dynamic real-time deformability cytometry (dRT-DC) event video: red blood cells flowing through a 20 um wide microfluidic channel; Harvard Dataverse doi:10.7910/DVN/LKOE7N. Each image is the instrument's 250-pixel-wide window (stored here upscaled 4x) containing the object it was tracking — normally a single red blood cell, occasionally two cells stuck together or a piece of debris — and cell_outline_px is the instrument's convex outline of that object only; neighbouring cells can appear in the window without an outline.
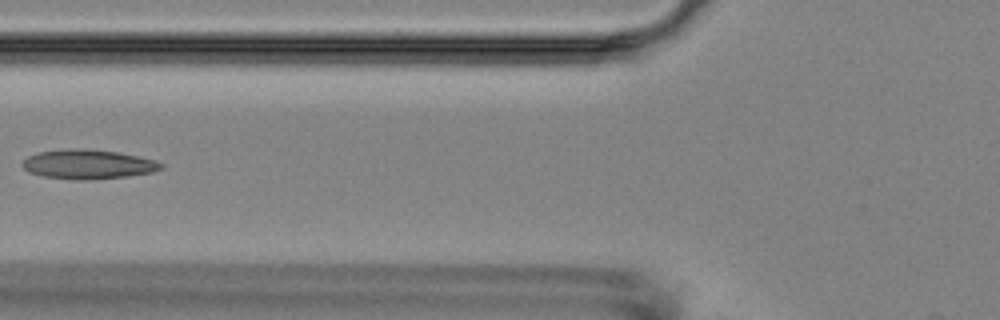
{"species": "Egyptian fruit bat (a non-hibernating species)", "species_latin": "Rousettus aegyptiacus", "temperature_condition": "room temperature", "stored_images_in_passage": 10, "camera_frame_rate_fps": 3000, "um_per_image_px": 0.085, "animal": {"sex": "female"}, "frame": {"image": 1, "passage_image": 5, "time_ms": 4.667, "image_size_px": [1000, 320], "cell_outline_px": [[164, 168], [152, 172], [128, 176], [88, 180], [76, 180], [44, 176], [28, 172], [20, 164], [28, 156], [40, 152], [72, 148], [84, 148], [116, 152], [136, 156], [152, 160], [164, 164]], "centroid_in_image_um": [7.47, 13.97], "position_along_channel_um": 118.3, "area_um2": 23.58}}
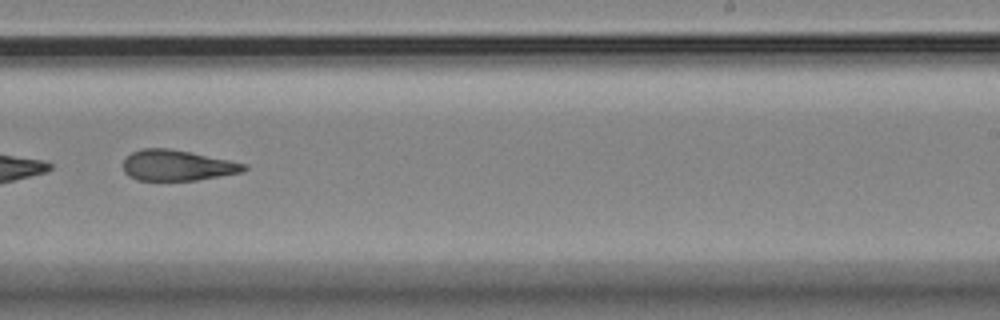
{"frame": {"image": 2, "passage_image": 9, "time_ms": 9.0, "image_size_px": [1000, 320], "cell_outline_px": [[248, 168], [244, 172], [196, 180], [136, 180], [128, 176], [124, 172], [124, 160], [132, 152], [140, 148], [168, 148], [192, 152], [248, 164]], "centroid_in_image_um": [15.09, 14.05], "position_along_channel_um": 273.9, "area_um2": 21.73}}
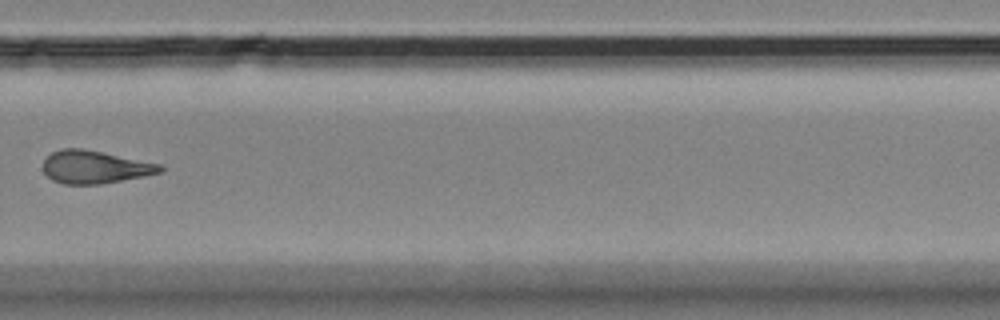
{"frame": {"image": 3, "passage_image": 10, "time_ms": 10.333, "image_size_px": [1000, 320], "cell_outline_px": [[164, 172], [144, 176], [100, 184], [64, 184], [52, 180], [44, 172], [44, 160], [52, 152], [64, 148], [84, 148], [160, 164], [164, 168]], "centroid_in_image_um": [8.07, 14.19], "position_along_channel_um": 321.7, "area_um2": 22.31}}